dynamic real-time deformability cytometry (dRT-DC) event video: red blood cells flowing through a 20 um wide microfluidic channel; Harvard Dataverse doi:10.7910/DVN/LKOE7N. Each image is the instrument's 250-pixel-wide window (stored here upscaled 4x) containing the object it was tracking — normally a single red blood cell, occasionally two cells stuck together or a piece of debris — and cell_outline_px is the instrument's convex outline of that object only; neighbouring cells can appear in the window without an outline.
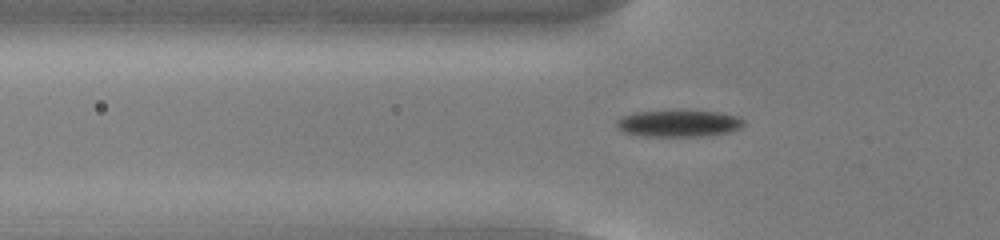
{"species": "common noctule bat (a hibernating species)", "species_latin": "Nyctalus noctula", "temperature_condition": "cold", "stored_images_in_passage": 55, "camera_frame_rate_fps": 3000, "um_per_image_px": 0.085, "animal": {"sex": "male", "body_mass_g": 13.0, "forearm_length_mm": 53.1}, "frame": {"image": 1, "passage_image": 19, "time_ms": 6.0, "image_size_px": [1000, 240], "cell_outline_px": [[744, 124], [740, 128], [728, 132], [704, 136], [644, 136], [624, 132], [616, 124], [616, 120], [624, 116], [636, 112], [720, 112], [740, 116], [744, 120]], "centroid_in_image_um": [57.74, 10.51], "position_along_channel_um": 68.1, "area_um2": 19.31}}
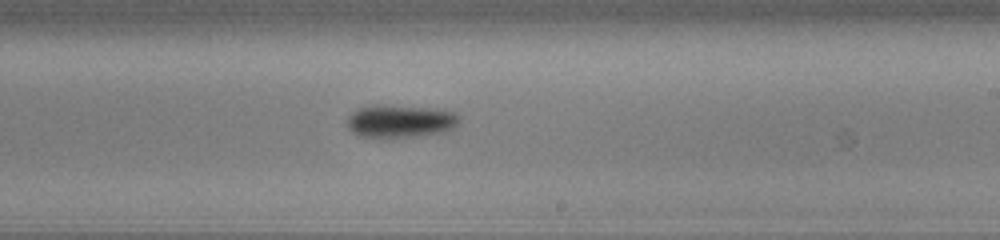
{"frame": {"image": 2, "passage_image": 34, "time_ms": 11.0, "image_size_px": [1000, 240], "cell_outline_px": [[460, 124], [452, 128], [440, 132], [416, 136], [388, 140], [384, 140], [360, 136], [352, 132], [348, 128], [348, 116], [352, 112], [360, 108], [372, 104], [384, 104], [444, 108], [456, 112], [460, 116]], "centroid_in_image_um": [34.04, 10.3], "position_along_channel_um": 255.0, "area_um2": 22.54}}
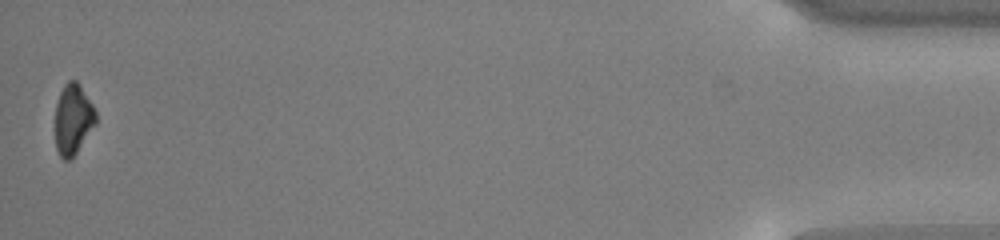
{"frame": {"image": 3, "passage_image": 55, "time_ms": 18.0, "image_size_px": [1000, 240], "cell_outline_px": [[96, 124], [76, 152], [68, 160], [64, 160], [60, 156], [56, 148], [56, 104], [60, 92], [64, 84], [68, 80], [76, 80], [80, 84], [92, 104], [96, 112]], "centroid_in_image_um": [6.21, 10.11], "position_along_channel_um": 429.0, "area_um2": 16.53}}